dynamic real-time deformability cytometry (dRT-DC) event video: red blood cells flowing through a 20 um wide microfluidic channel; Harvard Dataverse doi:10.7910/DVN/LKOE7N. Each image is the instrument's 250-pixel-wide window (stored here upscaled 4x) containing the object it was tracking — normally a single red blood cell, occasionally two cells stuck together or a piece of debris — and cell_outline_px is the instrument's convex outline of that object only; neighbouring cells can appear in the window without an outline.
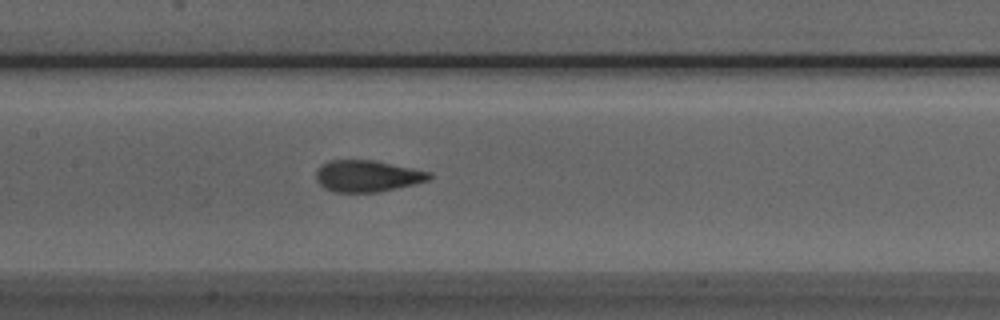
{"species": "Egyptian fruit bat (a non-hibernating species)", "species_latin": "Rousettus aegyptiacus", "temperature_condition": "room temperature", "stored_images_in_passage": 28, "camera_frame_rate_fps": 3000, "um_per_image_px": 0.085, "animal": {"sex": "male"}, "frame": {"image": 1, "passage_image": 15, "time_ms": 4.667, "image_size_px": [1000, 320], "cell_outline_px": [[432, 176], [428, 180], [380, 192], [332, 192], [324, 188], [316, 180], [316, 172], [320, 164], [328, 160], [376, 160], [432, 172]], "centroid_in_image_um": [31.19, 14.95], "position_along_channel_um": 176.2, "area_um2": 20.98}}
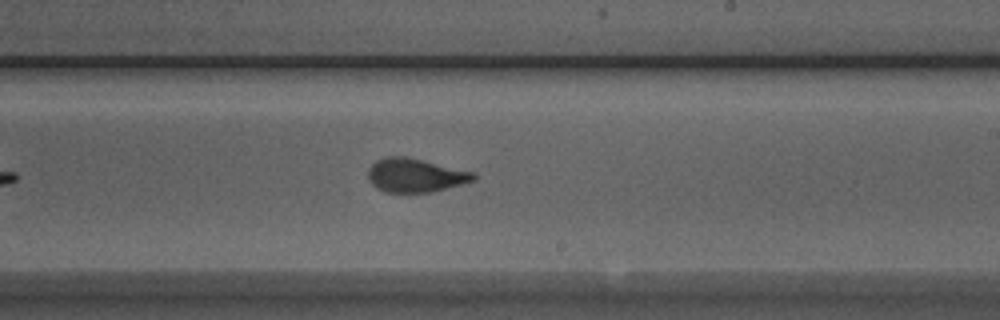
{"frame": {"image": 2, "passage_image": 21, "time_ms": 6.667, "image_size_px": [1000, 320], "cell_outline_px": [[476, 180], [432, 192], [384, 192], [376, 188], [368, 180], [368, 168], [376, 160], [384, 156], [404, 156], [476, 172]], "centroid_in_image_um": [35.29, 14.9], "position_along_channel_um": 253.7, "area_um2": 20.87}}
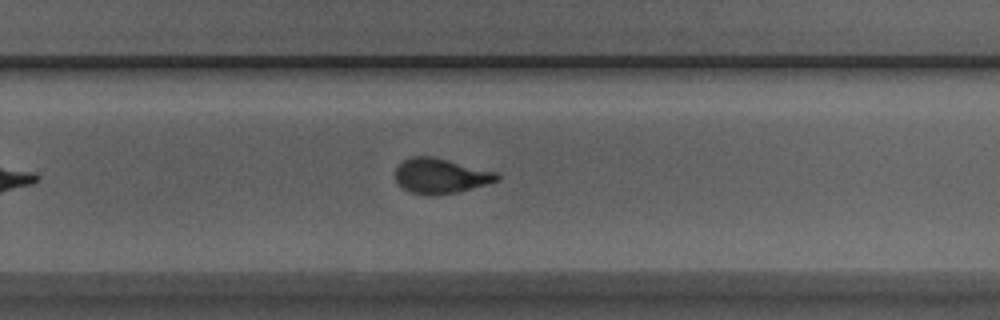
{"frame": {"image": 3, "passage_image": 24, "time_ms": 7.667, "image_size_px": [1000, 320], "cell_outline_px": [[500, 180], [456, 192], [436, 196], [432, 196], [408, 192], [396, 180], [396, 168], [408, 156], [432, 156], [496, 172], [500, 176]], "centroid_in_image_um": [37.43, 14.95], "position_along_channel_um": 292.4, "area_um2": 20.63}}